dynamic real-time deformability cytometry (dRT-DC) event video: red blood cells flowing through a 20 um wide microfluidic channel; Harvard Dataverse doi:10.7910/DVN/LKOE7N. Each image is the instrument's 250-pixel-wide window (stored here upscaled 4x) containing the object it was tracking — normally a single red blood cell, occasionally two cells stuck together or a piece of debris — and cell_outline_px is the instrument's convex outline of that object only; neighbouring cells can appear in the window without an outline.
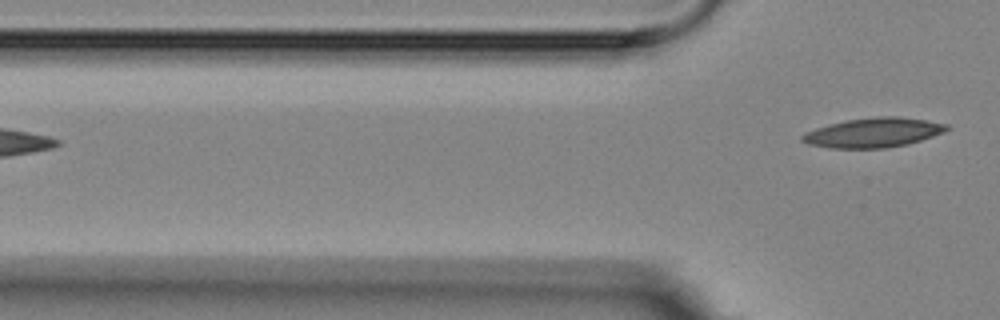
{"species": "Egyptian fruit bat (a non-hibernating species)", "species_latin": "Rousettus aegyptiacus", "temperature_condition": "room temperature", "stored_images_in_passage": 6, "camera_frame_rate_fps": 3000, "um_per_image_px": 0.085, "animal": {"sex": "female"}, "frame": {"image": 1, "passage_image": 6, "time_ms": 6.0, "image_size_px": [1000, 320], "cell_outline_px": [[952, 128], [944, 132], [908, 144], [884, 148], [828, 148], [808, 144], [800, 140], [800, 136], [804, 132], [828, 124], [848, 120], [876, 116], [900, 116], [948, 124]], "centroid_in_image_um": [74.22, 11.27], "position_along_channel_um": 51.6, "area_um2": 24.97}}